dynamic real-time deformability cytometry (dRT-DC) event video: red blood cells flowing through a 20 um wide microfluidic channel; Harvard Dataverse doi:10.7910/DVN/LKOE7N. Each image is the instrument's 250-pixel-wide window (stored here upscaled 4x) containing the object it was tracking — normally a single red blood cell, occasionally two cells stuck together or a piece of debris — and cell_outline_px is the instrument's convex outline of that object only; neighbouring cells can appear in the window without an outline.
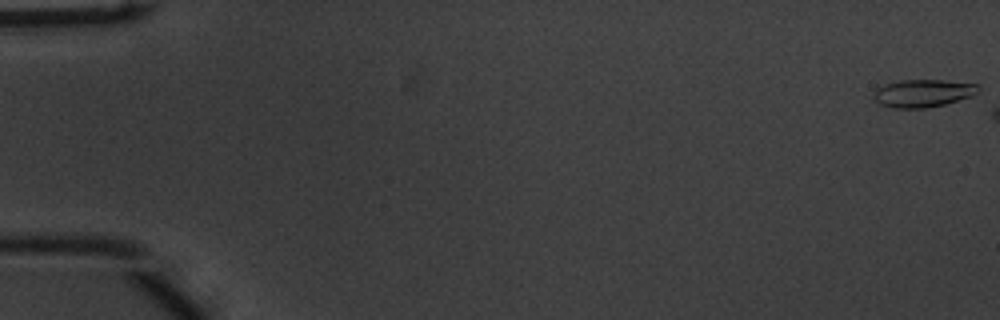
{"species": "common noctule bat (a hibernating species)", "species_latin": "Nyctalus noctula", "temperature_condition": "warm", "stored_images_in_passage": 45, "camera_frame_rate_fps": 3000, "um_per_image_px": 0.085, "animal": {"sex": "male", "body_mass_g": 20.1, "forearm_length_mm": 53.5}, "frame": {"image": 1, "passage_image": 1, "time_ms": 0.0, "image_size_px": [1000, 320], "cell_outline_px": [[980, 92], [972, 96], [944, 104], [924, 108], [892, 108], [880, 104], [872, 96], [872, 92], [876, 88], [884, 84], [900, 80], [944, 80], [976, 84], [980, 88]], "centroid_in_image_um": [78.43, 7.92], "position_along_channel_um": 6.6, "area_um2": 16.99}}
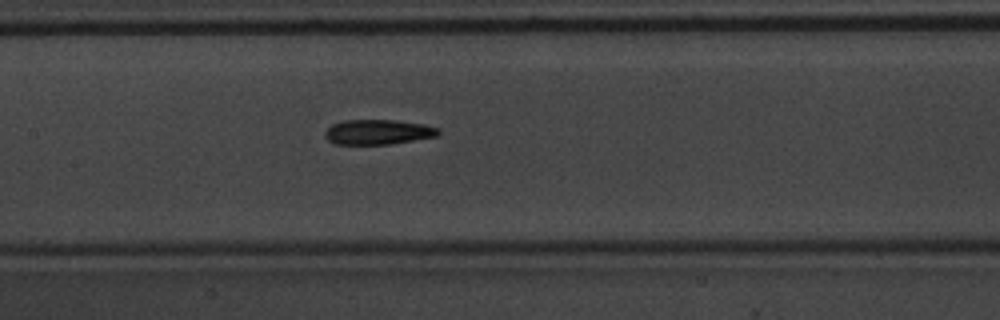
{"frame": {"image": 2, "passage_image": 27, "time_ms": 8.667, "image_size_px": [1000, 320], "cell_outline_px": [[440, 132], [436, 136], [392, 144], [336, 144], [328, 140], [324, 136], [324, 132], [332, 124], [344, 120], [392, 120], [424, 124], [440, 128]], "centroid_in_image_um": [32.12, 11.22], "position_along_channel_um": 175.3, "area_um2": 16.47}}
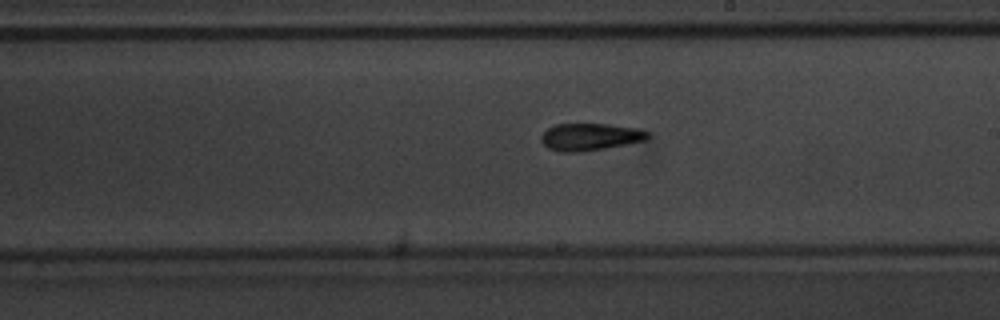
{"frame": {"image": 3, "passage_image": 32, "time_ms": 10.333, "image_size_px": [1000, 320], "cell_outline_px": [[652, 136], [644, 140], [628, 144], [580, 152], [560, 152], [548, 148], [540, 140], [540, 136], [548, 128], [556, 124], [608, 124], [640, 128], [652, 132]], "centroid_in_image_um": [50.21, 11.63], "position_along_channel_um": 238.8, "area_um2": 17.11}}